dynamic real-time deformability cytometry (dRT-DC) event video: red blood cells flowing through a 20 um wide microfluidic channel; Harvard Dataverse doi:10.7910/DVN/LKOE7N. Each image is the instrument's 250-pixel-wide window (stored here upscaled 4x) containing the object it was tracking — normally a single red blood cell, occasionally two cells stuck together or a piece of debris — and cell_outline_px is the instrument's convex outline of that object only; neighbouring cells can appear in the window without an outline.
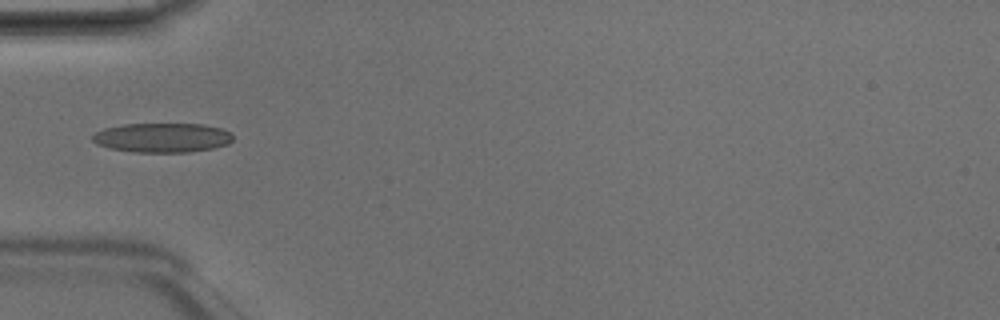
{"species": "Egyptian fruit bat (a non-hibernating species)", "species_latin": "Rousettus aegyptiacus", "temperature_condition": "room temperature", "stored_images_in_passage": 1, "camera_frame_rate_fps": 3000, "um_per_image_px": 0.085, "animal": {"sex": "male"}, "frame": {"image": 1, "passage_image": 1, "time_ms": 0.0, "image_size_px": [1000, 320], "cell_outline_px": [[232, 140], [228, 144], [212, 148], [188, 152], [132, 152], [108, 148], [96, 144], [92, 140], [92, 136], [96, 132], [104, 128], [124, 124], [204, 124], [220, 128], [228, 132], [232, 136]], "centroid_in_image_um": [13.75, 11.7], "position_along_channel_um": 71.2, "area_um2": 24.04}}